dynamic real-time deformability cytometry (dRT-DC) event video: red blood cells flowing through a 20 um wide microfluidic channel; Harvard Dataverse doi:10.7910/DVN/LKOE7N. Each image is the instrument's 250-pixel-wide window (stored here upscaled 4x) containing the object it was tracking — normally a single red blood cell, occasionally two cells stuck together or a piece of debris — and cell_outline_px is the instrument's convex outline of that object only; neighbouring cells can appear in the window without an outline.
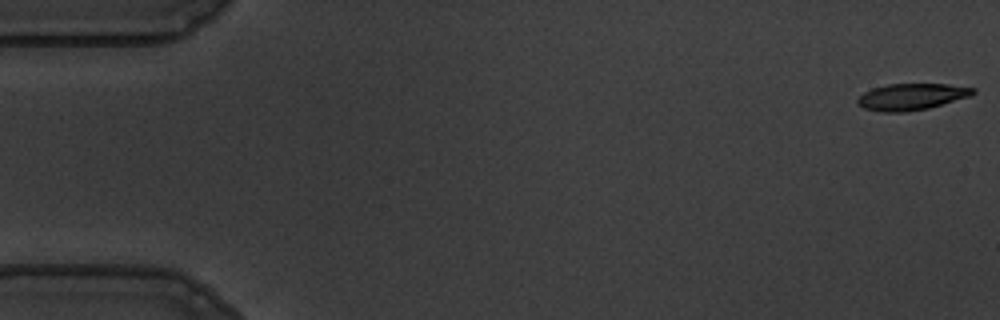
{"species": "common noctule bat (a hibernating species)", "species_latin": "Nyctalus noctula", "temperature_condition": "warm", "stored_images_in_passage": 56, "camera_frame_rate_fps": 3000, "um_per_image_px": 0.085, "animal": {"sex": "male", "body_mass_g": 19.5, "forearm_length_mm": 54.6}, "frame": {"image": 1, "passage_image": 1, "time_ms": 0.0, "image_size_px": [1000, 320], "cell_outline_px": [[976, 92], [972, 96], [928, 108], [904, 112], [880, 112], [864, 108], [856, 104], [856, 100], [864, 92], [872, 88], [888, 84], [948, 84], [976, 88]], "centroid_in_image_um": [77.49, 8.22], "position_along_channel_um": 7.5, "area_um2": 17.98}}
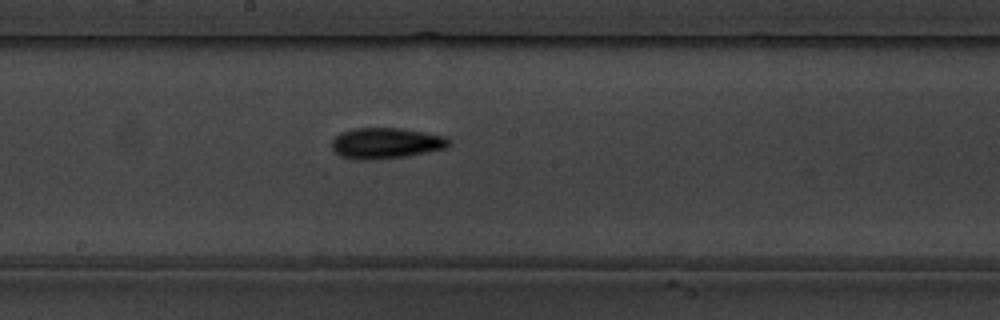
{"frame": {"image": 2, "passage_image": 30, "time_ms": 9.667, "image_size_px": [1000, 320], "cell_outline_px": [[448, 144], [444, 148], [404, 156], [368, 160], [360, 160], [340, 156], [332, 148], [332, 140], [340, 132], [356, 128], [400, 128], [424, 132], [444, 136], [448, 140]], "centroid_in_image_um": [32.73, 12.16], "position_along_channel_um": 215.5, "area_um2": 20.63}}
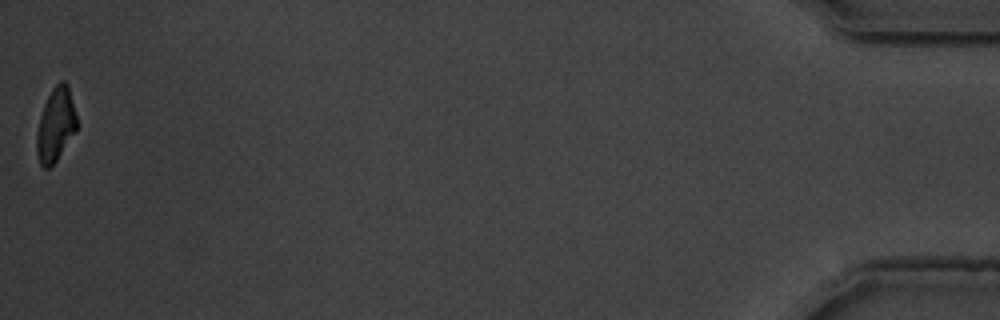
{"frame": {"image": 3, "passage_image": 56, "time_ms": 18.333, "image_size_px": [1000, 320], "cell_outline_px": [[76, 132], [56, 160], [48, 168], [44, 168], [40, 164], [36, 152], [36, 132], [40, 116], [44, 104], [52, 88], [60, 80], [64, 80], [68, 84], [76, 116]], "centroid_in_image_um": [4.72, 10.59], "position_along_channel_um": 430.5, "area_um2": 17.17}, "authors_computed_cell_mechanics": {"area_um2": 18.9584, "velocity_mm_per_s": 3.6056, "shape_relaxation_time_tau1_ms": 5.1956, "shape_relaxation_time_tau2_ms": null, "deformation_change_tau1": 0.1775, "deformation_change_tau2": null}}